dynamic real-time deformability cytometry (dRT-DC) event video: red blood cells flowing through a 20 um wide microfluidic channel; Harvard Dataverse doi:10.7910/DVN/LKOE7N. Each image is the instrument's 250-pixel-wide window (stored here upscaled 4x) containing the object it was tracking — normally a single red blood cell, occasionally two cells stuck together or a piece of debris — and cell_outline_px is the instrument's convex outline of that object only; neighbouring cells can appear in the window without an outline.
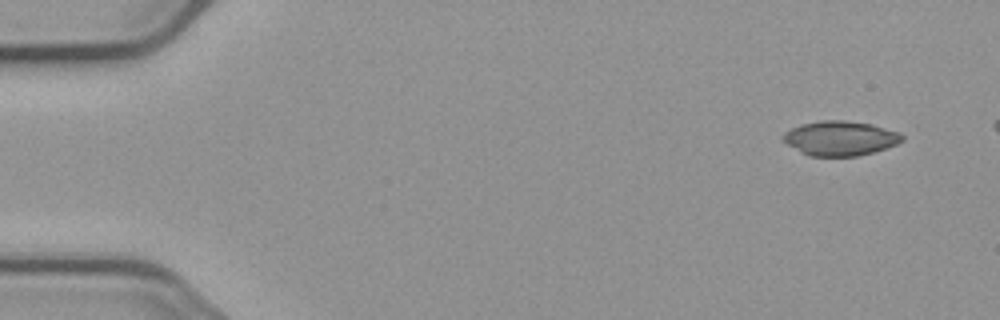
{"species": "common noctule bat (a hibernating species)", "species_latin": "Nyctalus noctula", "temperature_condition": "cold", "stored_images_in_passage": 6, "camera_frame_rate_fps": 3000, "um_per_image_px": 0.085, "animal": {"sex": "male", "body_mass_g": 23.1, "forearm_length_mm": 52.7}, "frame": {"image": 1, "passage_image": 1, "time_ms": 0.0, "image_size_px": [1000, 320], "cell_outline_px": [[904, 140], [896, 144], [872, 152], [856, 156], [808, 156], [800, 152], [788, 144], [780, 136], [784, 132], [800, 124], [820, 120], [844, 120], [872, 124], [900, 132], [904, 136]], "centroid_in_image_um": [71.4, 11.74], "position_along_channel_um": 13.6, "area_um2": 24.04}}
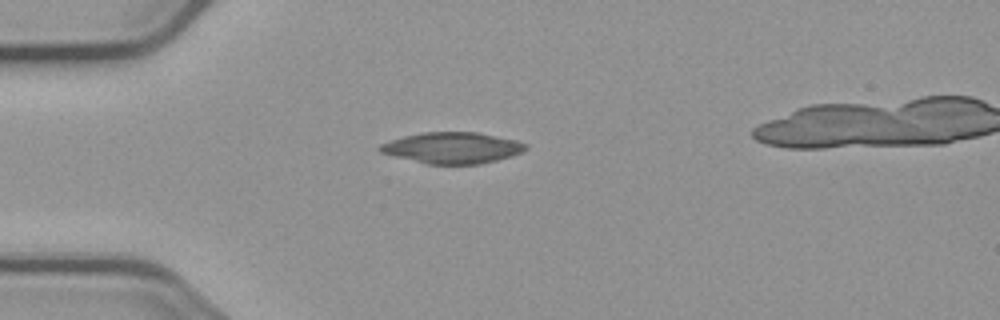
{"frame": {"image": 2, "passage_image": 4, "time_ms": 3.667, "image_size_px": [1000, 320], "cell_outline_px": [[528, 148], [512, 156], [480, 164], [428, 164], [380, 152], [376, 148], [380, 144], [404, 136], [420, 132], [476, 132], [516, 140], [528, 144]], "centroid_in_image_um": [38.46, 12.56], "position_along_channel_um": 46.5, "area_um2": 26.3}}
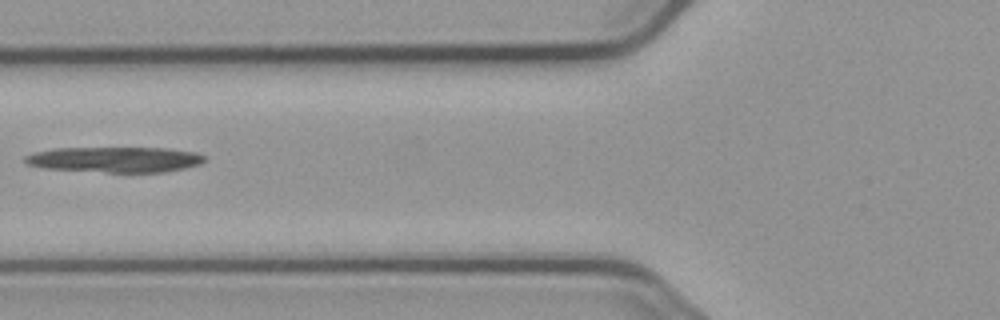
{"frame": {"image": 3, "passage_image": 6, "time_ms": 6.0, "image_size_px": [1000, 320], "cell_outline_px": [[204, 160], [200, 164], [184, 168], [164, 172], [108, 172], [44, 168], [28, 164], [24, 160], [24, 156], [36, 152], [52, 148], [168, 148], [196, 152], [204, 156]], "centroid_in_image_um": [9.78, 13.55], "position_along_channel_um": 116.0, "area_um2": 26.53}}